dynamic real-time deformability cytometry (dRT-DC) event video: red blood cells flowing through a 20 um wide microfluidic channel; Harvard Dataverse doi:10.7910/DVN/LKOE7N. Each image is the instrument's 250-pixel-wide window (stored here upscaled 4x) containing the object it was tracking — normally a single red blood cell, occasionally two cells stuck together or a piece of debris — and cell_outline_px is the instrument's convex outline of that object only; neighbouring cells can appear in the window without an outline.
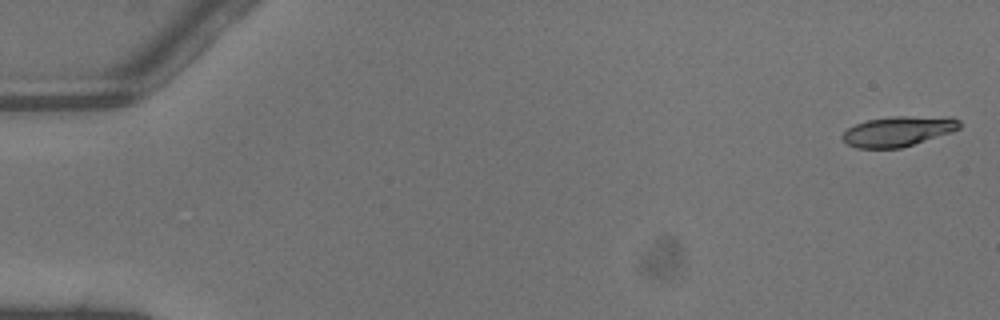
{"species": "common noctule bat (a hibernating species)", "species_latin": "Nyctalus noctula", "temperature_condition": "warm", "stored_images_in_passage": 6, "camera_frame_rate_fps": 3000, "um_per_image_px": 0.085, "animal": {"sex": "male", "body_mass_g": 13.3}, "frame": {"image": 1, "passage_image": 1, "time_ms": 0.0, "image_size_px": [1000, 320], "cell_outline_px": [[960, 128], [952, 132], [900, 148], [856, 148], [848, 144], [840, 136], [848, 128], [856, 124], [868, 120], [892, 116], [952, 116], [960, 120]], "centroid_in_image_um": [76.38, 11.14], "position_along_channel_um": 8.6, "area_um2": 20.63}}
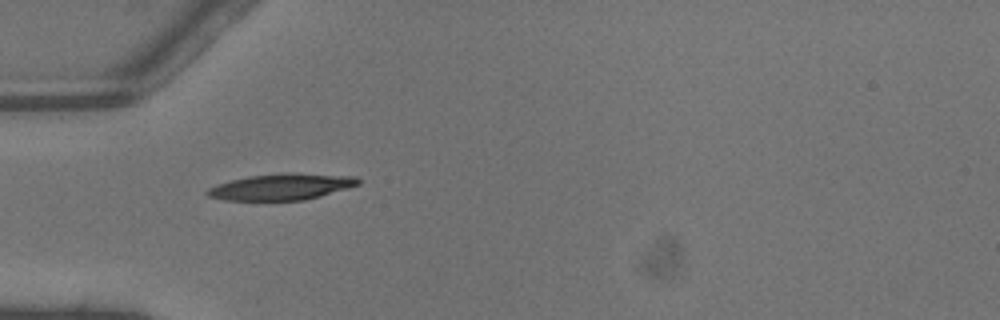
{"frame": {"image": 2, "passage_image": 5, "time_ms": 1.333, "image_size_px": [1000, 320], "cell_outline_px": [[360, 184], [348, 188], [320, 196], [304, 200], [224, 200], [208, 196], [204, 192], [208, 188], [216, 184], [248, 176], [284, 172], [296, 172], [356, 176], [360, 180]], "centroid_in_image_um": [23.94, 15.86], "position_along_channel_um": 61.1, "area_um2": 23.35}}
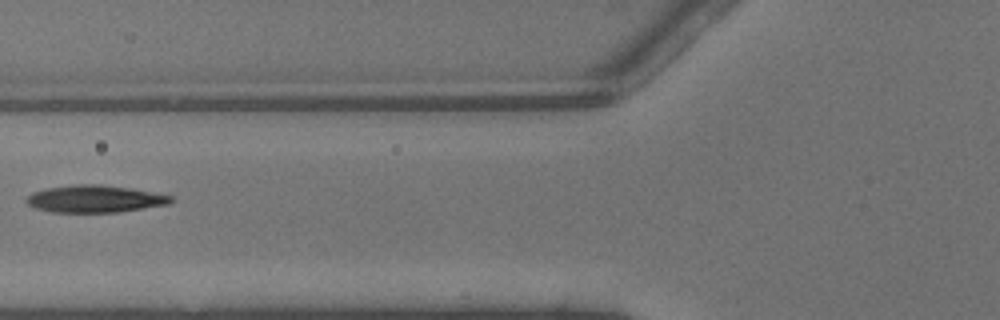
{"frame": {"image": 3, "passage_image": 6, "time_ms": 1.667, "image_size_px": [1000, 320], "cell_outline_px": [[172, 200], [168, 204], [120, 212], [52, 212], [36, 208], [28, 204], [24, 200], [32, 192], [44, 188], [72, 184], [100, 184], [128, 188], [172, 196]], "centroid_in_image_um": [7.99, 16.9], "position_along_channel_um": 117.8, "area_um2": 22.83}}